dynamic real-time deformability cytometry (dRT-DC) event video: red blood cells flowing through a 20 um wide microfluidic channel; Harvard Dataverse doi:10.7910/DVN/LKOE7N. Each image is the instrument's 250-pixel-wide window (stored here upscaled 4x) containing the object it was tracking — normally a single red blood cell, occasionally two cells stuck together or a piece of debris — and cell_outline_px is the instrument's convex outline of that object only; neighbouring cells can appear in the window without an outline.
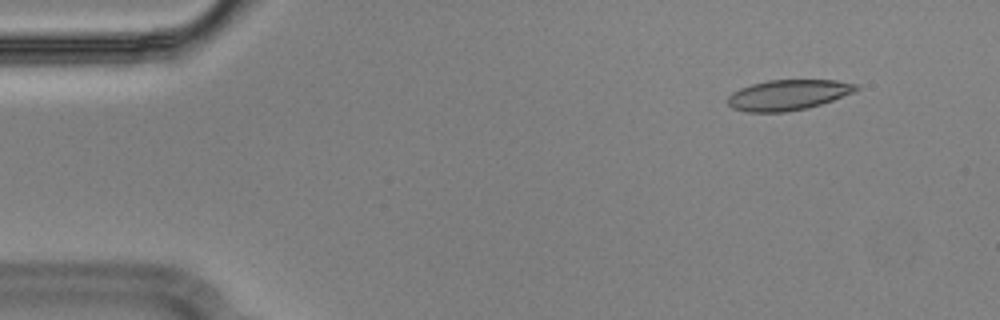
{"species": "Egyptian fruit bat (a non-hibernating species)", "species_latin": "Rousettus aegyptiacus", "temperature_condition": "cold", "stored_images_in_passage": 50, "camera_frame_rate_fps": 3000, "um_per_image_px": 0.085, "animal": {"sex": "male"}, "frame": {"image": 1, "passage_image": 1, "time_ms": 0.0, "image_size_px": [1000, 320], "cell_outline_px": [[860, 88], [852, 92], [832, 100], [808, 108], [784, 112], [748, 112], [732, 108], [728, 104], [728, 96], [732, 92], [740, 88], [752, 84], [768, 80], [836, 80], [860, 84]], "centroid_in_image_um": [66.98, 8.06], "position_along_channel_um": 18.0, "area_um2": 22.72}}
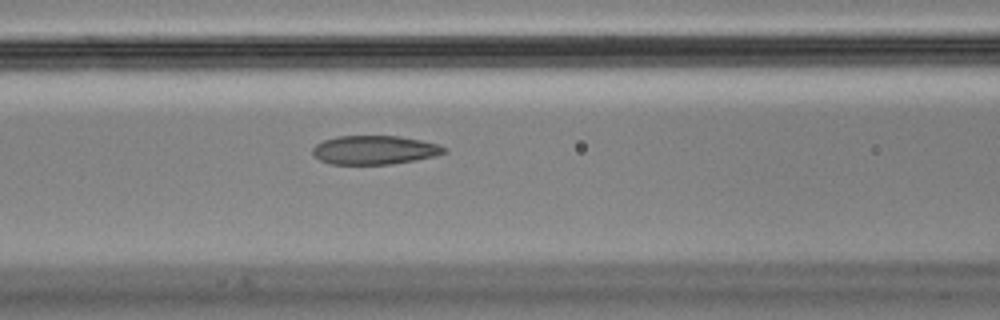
{"frame": {"image": 2, "passage_image": 18, "time_ms": 5.667, "image_size_px": [1000, 320], "cell_outline_px": [[448, 152], [436, 156], [416, 160], [392, 164], [332, 164], [320, 160], [312, 152], [312, 148], [316, 144], [324, 140], [336, 136], [400, 136], [440, 144], [448, 148]], "centroid_in_image_um": [31.89, 12.74], "position_along_channel_um": 134.7, "area_um2": 22.25}}
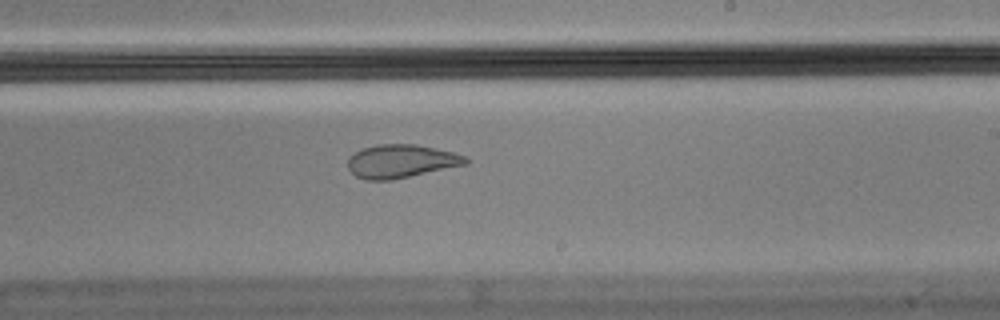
{"frame": {"image": 3, "passage_image": 28, "time_ms": 9.0, "image_size_px": [1000, 320], "cell_outline_px": [[468, 164], [392, 180], [364, 180], [356, 176], [348, 168], [348, 156], [360, 148], [376, 144], [416, 144], [452, 152], [464, 156], [468, 160]], "centroid_in_image_um": [34.04, 13.7], "position_along_channel_um": 255.0, "area_um2": 23.0}, "authors_computed_cell_mechanics": {"area_um2": 23.9003, "velocity_mm_per_s": 3.6153, "shape_relaxation_time_tau1_ms": null, "shape_relaxation_time_tau2_ms": 1.7186, "deformation_change_tau1": null, "deformation_change_tau2": 0.0769}}